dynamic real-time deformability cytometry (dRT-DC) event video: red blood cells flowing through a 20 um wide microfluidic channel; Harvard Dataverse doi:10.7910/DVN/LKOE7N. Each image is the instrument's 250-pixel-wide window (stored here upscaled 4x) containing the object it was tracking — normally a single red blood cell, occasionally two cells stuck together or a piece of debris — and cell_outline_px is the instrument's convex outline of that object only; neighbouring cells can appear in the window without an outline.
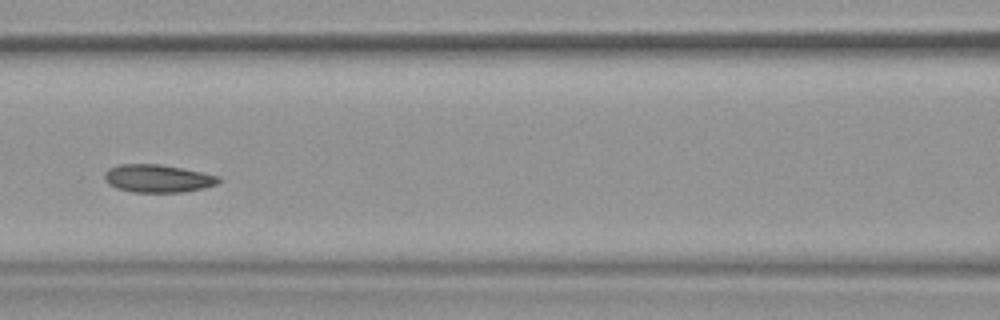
{"species": "common noctule bat (a hibernating species)", "species_latin": "Nyctalus noctula", "temperature_condition": "warm", "stored_images_in_passage": 51, "camera_frame_rate_fps": 3000, "um_per_image_px": 0.085, "animal": {"sex": "female", "body_mass_g": 19.9}, "frame": {"image": 1, "passage_image": 22, "time_ms": 7.0, "image_size_px": [1000, 320], "cell_outline_px": [[220, 180], [216, 184], [204, 188], [184, 192], [132, 192], [116, 188], [108, 184], [104, 180], [104, 172], [108, 168], [120, 164], [160, 164], [220, 176]], "centroid_in_image_um": [13.36, 15.17], "position_along_channel_um": 153.2, "area_um2": 18.55}, "authors_computed_cell_mechanics": {"area_um2": 18.785, "velocity_mm_per_s": 3.7617, "shape_relaxation_time_tau1_ms": 11.3257, "shape_relaxation_time_tau2_ms": 2.6696, "deformation_change_tau1": 0.1376, "deformation_change_tau2": 0.0677}}